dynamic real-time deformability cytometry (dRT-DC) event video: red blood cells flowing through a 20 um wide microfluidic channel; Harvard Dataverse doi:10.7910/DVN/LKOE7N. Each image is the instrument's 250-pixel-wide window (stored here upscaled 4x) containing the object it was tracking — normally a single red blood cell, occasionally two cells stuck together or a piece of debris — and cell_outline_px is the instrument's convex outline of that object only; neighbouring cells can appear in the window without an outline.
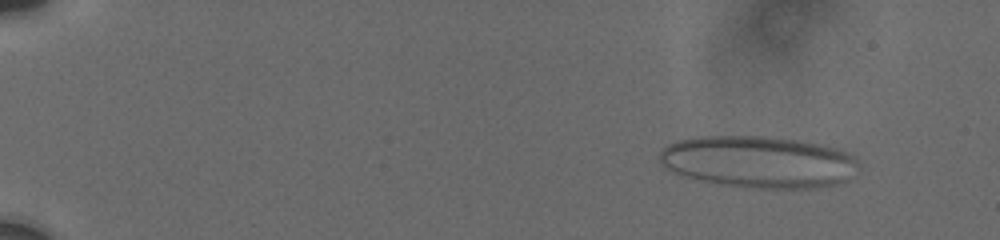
{"species": "human", "species_latin": "Homo sapiens", "temperature_condition": "cold", "stored_images_in_passage": 14, "camera_frame_rate_fps": 3000, "um_per_image_px": 0.085, "donor": {"sex": "male"}, "frame": {"image": 1, "passage_image": 2, "time_ms": 1.0, "image_size_px": [1000, 240], "cell_outline_px": [[856, 164], [848, 180], [836, 184], [812, 188], [752, 188], [724, 184], [700, 180], [680, 176], [660, 164], [660, 152], [668, 144], [680, 140], [704, 136], [760, 136], [796, 140], [816, 144], [832, 148], [844, 152], [852, 156], [856, 160]], "centroid_in_image_um": [64.41, 13.77], "position_along_channel_um": 20.6, "area_um2": 59.36}}
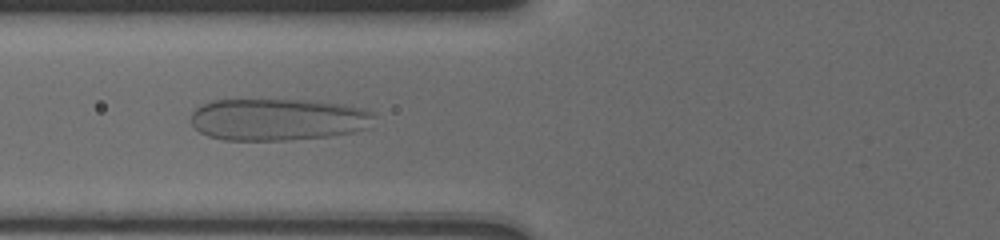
{"frame": {"image": 2, "passage_image": 10, "time_ms": 7.0, "image_size_px": [1000, 240], "cell_outline_px": [[372, 116], [368, 128], [352, 132], [328, 136], [284, 140], [224, 140], [208, 136], [200, 132], [192, 124], [192, 112], [200, 104], [208, 100], [312, 100], [344, 104], [364, 108], [372, 112]], "centroid_in_image_um": [23.59, 10.14], "position_along_channel_um": 102.2, "area_um2": 44.91}}
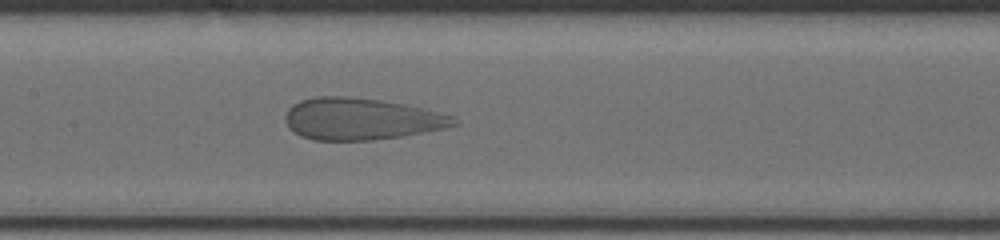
{"frame": {"image": 3, "passage_image": 14, "time_ms": 9.0, "image_size_px": [1000, 240], "cell_outline_px": [[460, 124], [444, 128], [400, 136], [372, 140], [312, 140], [300, 136], [288, 128], [284, 116], [288, 108], [292, 104], [300, 100], [320, 96], [344, 96], [376, 100], [400, 104], [420, 108], [452, 116], [460, 120]], "centroid_in_image_um": [30.63, 10.12], "position_along_channel_um": 176.8, "area_um2": 40.69}}